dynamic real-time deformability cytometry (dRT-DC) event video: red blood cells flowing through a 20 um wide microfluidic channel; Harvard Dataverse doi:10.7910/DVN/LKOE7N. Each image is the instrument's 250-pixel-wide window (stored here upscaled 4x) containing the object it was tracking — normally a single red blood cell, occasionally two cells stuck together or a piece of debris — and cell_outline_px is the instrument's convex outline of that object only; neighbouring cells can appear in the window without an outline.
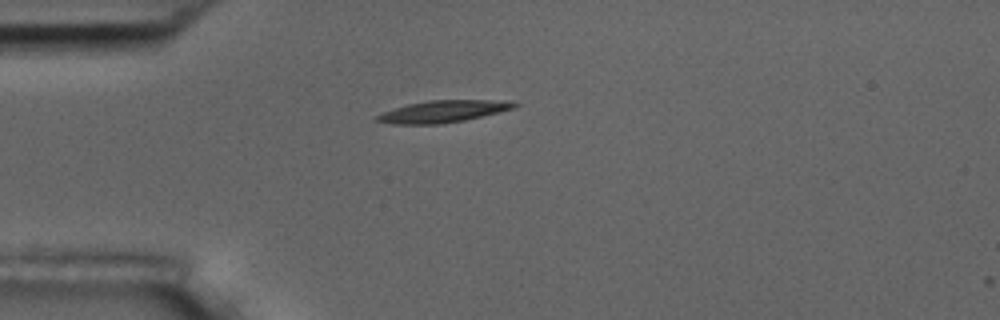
{"species": "common noctule bat (a hibernating species)", "species_latin": "Nyctalus noctula", "temperature_condition": "room temperature", "stored_images_in_passage": 2, "camera_frame_rate_fps": 3000, "um_per_image_px": 0.085, "animal": {"sex": "male", "body_mass_g": 17.5, "forearm_length_mm": 52.3}, "frame": {"image": 1, "passage_image": 1, "time_ms": 0.0, "image_size_px": [1000, 320], "cell_outline_px": [[520, 104], [512, 108], [500, 112], [464, 120], [440, 124], [392, 124], [372, 120], [372, 116], [408, 104], [428, 100], [512, 100]], "centroid_in_image_um": [37.64, 9.47], "position_along_channel_um": 47.4, "area_um2": 17.69}}